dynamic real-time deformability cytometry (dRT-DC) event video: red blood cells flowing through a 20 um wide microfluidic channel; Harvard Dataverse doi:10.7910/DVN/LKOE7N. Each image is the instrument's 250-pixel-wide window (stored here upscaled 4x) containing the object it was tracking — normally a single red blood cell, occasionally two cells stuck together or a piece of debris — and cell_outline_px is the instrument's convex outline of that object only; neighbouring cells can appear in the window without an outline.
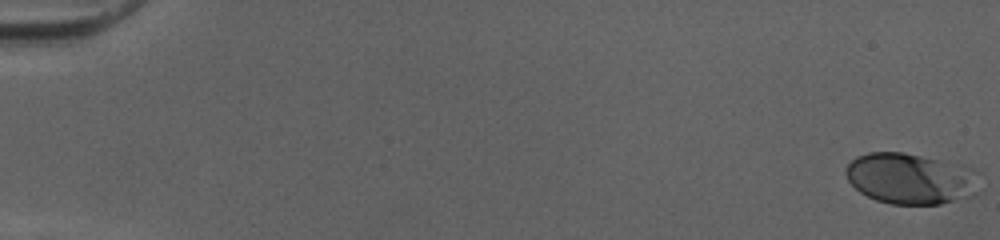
{"species": "human", "species_latin": "Homo sapiens", "temperature_condition": "cold", "stored_images_in_passage": 52, "camera_frame_rate_fps": 3000, "um_per_image_px": 0.085, "donor": {"sex": "female"}, "frame": {"image": 1, "passage_image": 1, "time_ms": 0.0, "image_size_px": [1000, 240], "cell_outline_px": [[980, 192], [976, 196], [940, 204], [892, 204], [876, 200], [860, 192], [848, 180], [844, 172], [844, 168], [856, 156], [868, 152], [904, 152], [960, 164], [972, 168]], "centroid_in_image_um": [77.4, 15.18], "position_along_channel_um": 7.6, "area_um2": 39.94}}
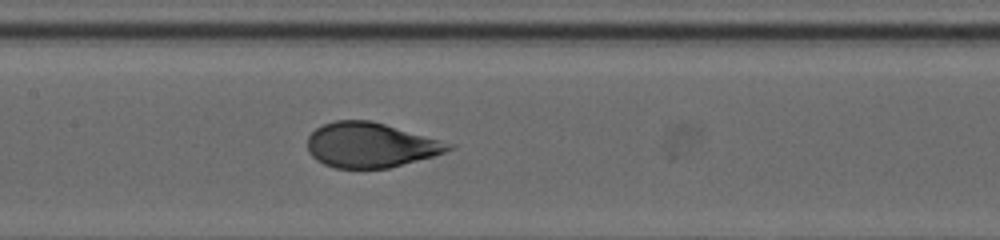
{"frame": {"image": 2, "passage_image": 27, "time_ms": 8.667, "image_size_px": [1000, 240], "cell_outline_px": [[456, 148], [432, 156], [388, 168], [336, 168], [324, 164], [316, 160], [308, 152], [308, 136], [316, 128], [324, 124], [336, 120], [372, 120], [456, 144]], "centroid_in_image_um": [31.51, 12.32], "position_along_channel_um": 175.9, "area_um2": 36.93}}
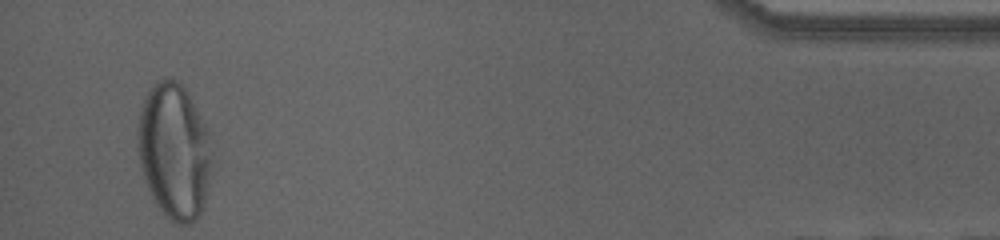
{"frame": {"image": 3, "passage_image": 50, "time_ms": 16.333, "image_size_px": [1000, 240], "cell_outline_px": [[216, 168], [200, 212], [196, 220], [188, 224], [176, 224], [164, 216], [156, 204], [144, 180], [140, 168], [136, 148], [136, 128], [140, 108], [144, 96], [152, 84], [156, 80], [168, 76], [176, 80], [188, 92], [208, 128], [216, 164]], "centroid_in_image_um": [14.83, 12.83], "position_along_channel_um": 420.4, "area_um2": 60.92}, "authors_computed_cell_mechanics": {"area_um2": 38.2636, "velocity_mm_per_s": 4.043, "shape_relaxation_time_tau1_ms": 3.3542, "shape_relaxation_time_tau2_ms": null, "deformation_change_tau1": 0.1721, "deformation_change_tau2": null}}